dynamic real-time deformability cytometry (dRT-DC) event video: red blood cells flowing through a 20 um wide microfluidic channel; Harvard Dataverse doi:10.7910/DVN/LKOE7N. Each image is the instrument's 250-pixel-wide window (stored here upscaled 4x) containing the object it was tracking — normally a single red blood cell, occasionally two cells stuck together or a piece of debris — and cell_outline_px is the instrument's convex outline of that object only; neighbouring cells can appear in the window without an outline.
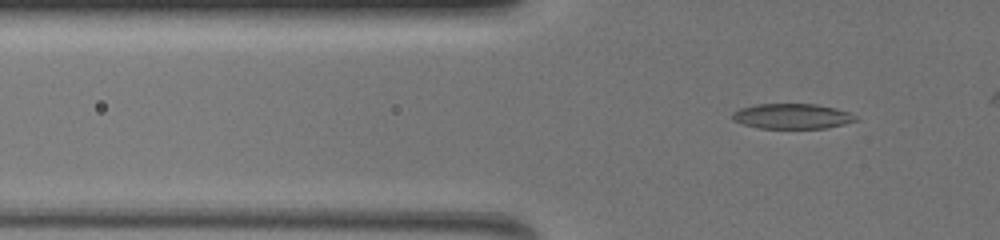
{"species": "common noctule bat (a hibernating species)", "species_latin": "Nyctalus noctula", "temperature_condition": "warm", "stored_images_in_passage": 55, "camera_frame_rate_fps": 3000, "um_per_image_px": 0.085, "animal": {"sex": "female", "body_mass_g": 19.5, "forearm_length_mm": 54.1}, "frame": {"image": 1, "passage_image": 19, "time_ms": 6.0, "image_size_px": [1000, 240], "cell_outline_px": [[860, 120], [828, 128], [760, 128], [744, 124], [732, 120], [732, 112], [740, 108], [756, 104], [816, 104], [836, 108], [848, 112], [856, 116]], "centroid_in_image_um": [67.35, 9.88], "position_along_channel_um": 58.5, "area_um2": 18.15}}
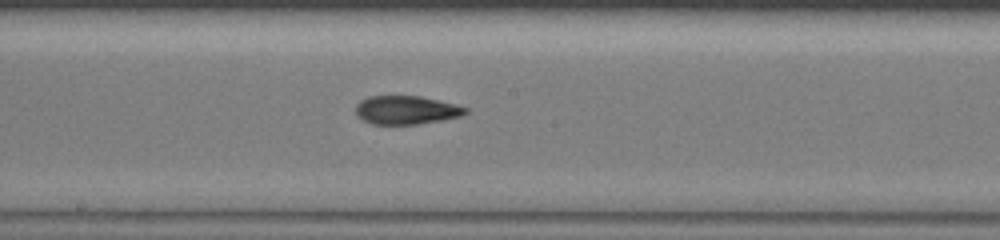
{"frame": {"image": 2, "passage_image": 35, "time_ms": 11.333, "image_size_px": [1000, 240], "cell_outline_px": [[468, 112], [460, 116], [420, 124], [372, 124], [356, 116], [356, 104], [360, 100], [368, 96], [420, 96], [456, 104], [468, 108]], "centroid_in_image_um": [34.51, 9.35], "position_along_channel_um": 213.7, "area_um2": 18.26}}
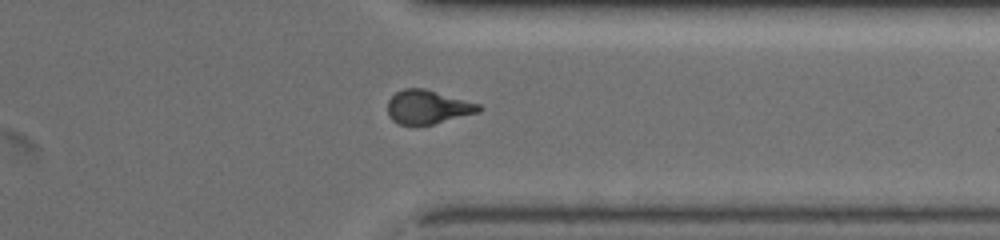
{"frame": {"image": 3, "passage_image": 49, "time_ms": 16.0, "image_size_px": [1000, 240], "cell_outline_px": [[484, 108], [480, 112], [432, 124], [400, 124], [392, 120], [388, 116], [388, 100], [396, 92], [404, 88], [424, 88], [480, 104]], "centroid_in_image_um": [36.37, 9.09], "position_along_channel_um": 375.0, "area_um2": 17.86}}